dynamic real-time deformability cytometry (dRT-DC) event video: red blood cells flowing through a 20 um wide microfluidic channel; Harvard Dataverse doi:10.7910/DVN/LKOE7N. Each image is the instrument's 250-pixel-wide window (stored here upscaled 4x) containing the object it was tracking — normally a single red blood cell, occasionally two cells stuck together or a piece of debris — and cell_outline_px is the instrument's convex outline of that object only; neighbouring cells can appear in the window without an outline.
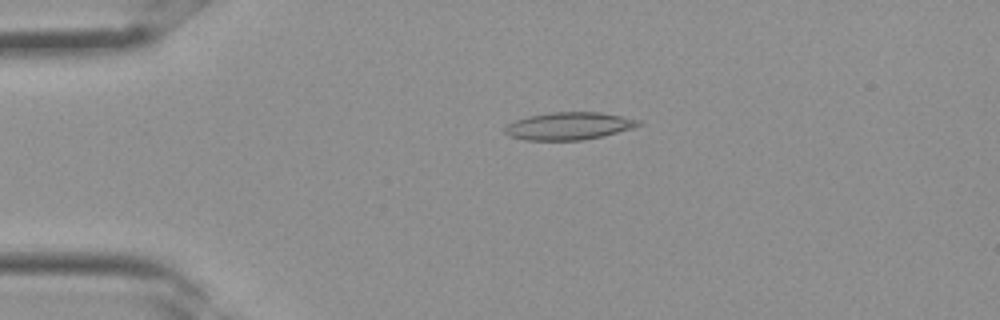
{"species": "Egyptian fruit bat (a non-hibernating species)", "species_latin": "Rousettus aegyptiacus", "temperature_condition": "room temperature", "stored_images_in_passage": 29, "camera_frame_rate_fps": 3000, "um_per_image_px": 0.085, "frame": {"image": 1, "passage_image": 3, "time_ms": 0.667, "image_size_px": [1000, 320], "cell_outline_px": [[644, 124], [632, 128], [604, 136], [584, 140], [524, 140], [512, 136], [504, 132], [504, 128], [508, 124], [516, 120], [528, 116], [552, 112], [596, 112], [620, 116], [640, 120]], "centroid_in_image_um": [48.37, 10.71], "position_along_channel_um": 36.6, "area_um2": 21.33}}
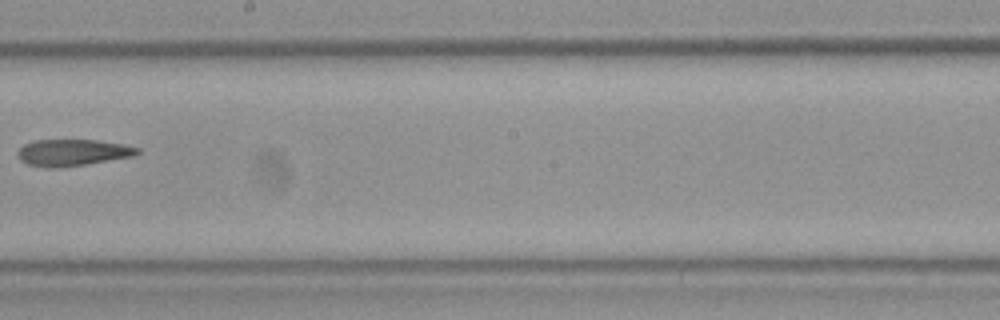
{"frame": {"image": 2, "passage_image": 15, "time_ms": 4.667, "image_size_px": [1000, 320], "cell_outline_px": [[140, 152], [132, 156], [88, 164], [52, 168], [48, 168], [28, 164], [20, 160], [16, 156], [16, 152], [24, 144], [36, 140], [96, 140], [120, 144], [140, 148]], "centroid_in_image_um": [6.12, 12.97], "position_along_channel_um": 242.1, "area_um2": 18.44}}
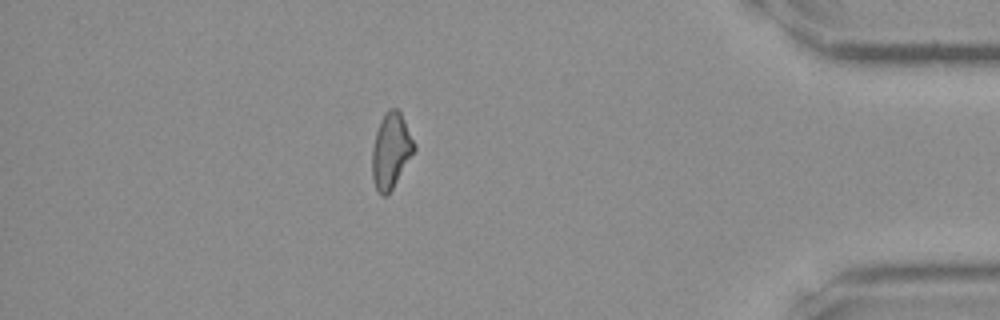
{"frame": {"image": 3, "passage_image": 25, "time_ms": 8.0, "image_size_px": [1000, 320], "cell_outline_px": [[416, 148], [392, 188], [384, 196], [380, 196], [372, 180], [372, 148], [376, 132], [380, 120], [388, 108], [396, 108], [400, 112], [416, 144]], "centroid_in_image_um": [33.22, 12.79], "position_along_channel_um": 402.0, "area_um2": 18.26}}